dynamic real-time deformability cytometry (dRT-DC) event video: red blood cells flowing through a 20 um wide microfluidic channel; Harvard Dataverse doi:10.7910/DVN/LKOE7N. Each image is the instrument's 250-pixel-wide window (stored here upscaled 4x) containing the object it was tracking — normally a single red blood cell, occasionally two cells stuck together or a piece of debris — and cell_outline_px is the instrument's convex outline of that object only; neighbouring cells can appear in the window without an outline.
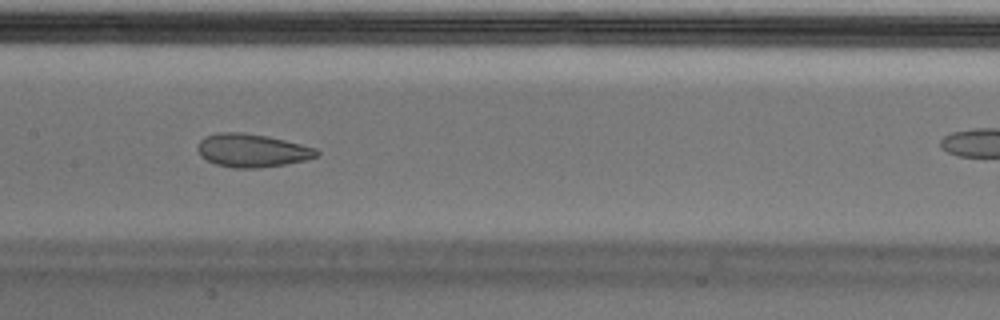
{"species": "Egyptian fruit bat (a non-hibernating species)", "species_latin": "Rousettus aegyptiacus", "temperature_condition": "cold", "stored_images_in_passage": 33, "camera_frame_rate_fps": 3000, "um_per_image_px": 0.085, "animal": {"sex": "male"}, "frame": {"image": 1, "passage_image": 19, "time_ms": 6.0, "image_size_px": [1000, 320], "cell_outline_px": [[320, 156], [304, 160], [284, 164], [256, 168], [232, 168], [216, 164], [200, 156], [196, 148], [200, 140], [204, 136], [216, 132], [240, 132], [268, 136], [316, 148], [320, 152]], "centroid_in_image_um": [21.4, 12.78], "position_along_channel_um": 186.0, "area_um2": 23.12}}